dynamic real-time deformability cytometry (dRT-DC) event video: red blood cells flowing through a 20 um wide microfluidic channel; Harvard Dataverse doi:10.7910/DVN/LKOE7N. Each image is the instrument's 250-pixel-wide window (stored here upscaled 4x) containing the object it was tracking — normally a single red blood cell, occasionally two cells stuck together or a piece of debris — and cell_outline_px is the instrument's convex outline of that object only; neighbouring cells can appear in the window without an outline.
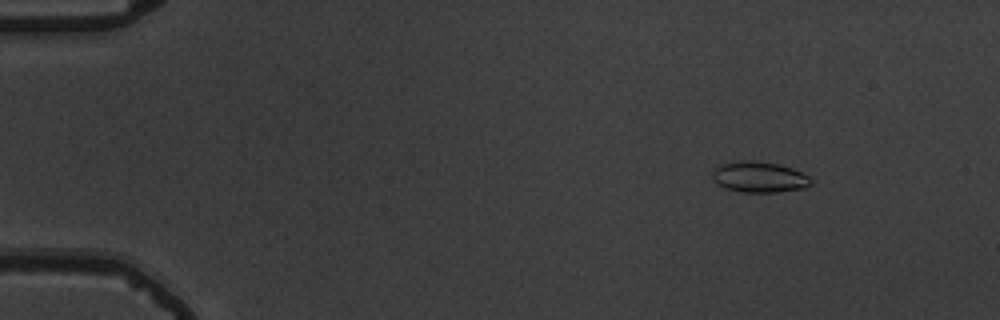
{"species": "common noctule bat (a hibernating species)", "species_latin": "Nyctalus noctula", "temperature_condition": "warm", "stored_images_in_passage": 50, "camera_frame_rate_fps": 3000, "um_per_image_px": 0.085, "animal": {"sex": "male", "body_mass_g": 19.5, "forearm_length_mm": 54.6}, "frame": {"image": 1, "passage_image": 1, "time_ms": 0.0, "image_size_px": [1000, 320], "cell_outline_px": [[812, 184], [804, 188], [776, 192], [744, 192], [724, 188], [712, 180], [712, 168], [720, 164], [740, 160], [748, 160], [780, 164], [792, 168], [808, 176], [812, 180]], "centroid_in_image_um": [64.49, 15.04], "position_along_channel_um": 20.5, "area_um2": 17.86}}
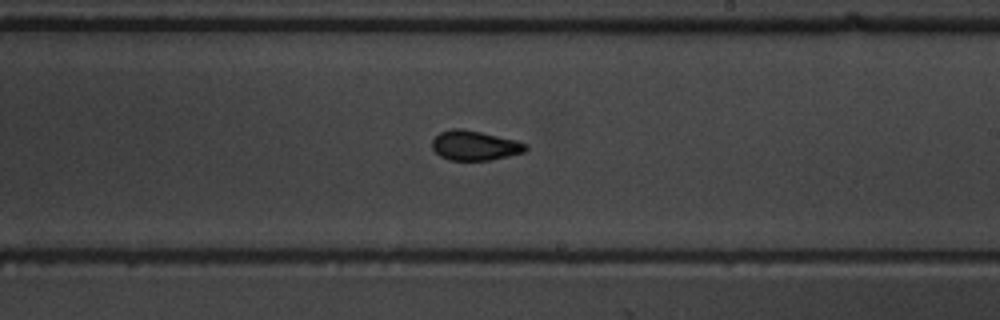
{"frame": {"image": 2, "passage_image": 28, "time_ms": 9.0, "image_size_px": [1000, 320], "cell_outline_px": [[528, 148], [524, 152], [508, 156], [488, 160], [448, 160], [440, 156], [432, 148], [432, 140], [440, 132], [452, 128], [460, 128], [480, 132], [516, 140], [528, 144]], "centroid_in_image_um": [40.35, 12.37], "position_along_channel_um": 248.7, "area_um2": 16.13}}
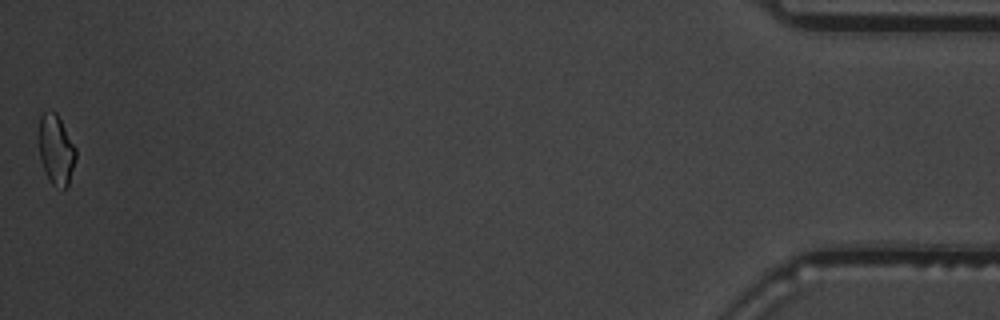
{"frame": {"image": 3, "passage_image": 50, "time_ms": 16.333, "image_size_px": [1000, 320], "cell_outline_px": [[76, 160], [68, 184], [64, 188], [52, 184], [40, 160], [40, 116], [44, 112], [56, 112], [76, 148]], "centroid_in_image_um": [4.79, 12.72], "position_along_channel_um": 430.4, "area_um2": 14.57}, "authors_computed_cell_mechanics": {"area_um2": 16.0684, "velocity_mm_per_s": 3.6813, "shape_relaxation_time_tau1_ms": null, "shape_relaxation_time_tau2_ms": 1.6413, "deformation_change_tau1": null, "deformation_change_tau2": 0.063}}